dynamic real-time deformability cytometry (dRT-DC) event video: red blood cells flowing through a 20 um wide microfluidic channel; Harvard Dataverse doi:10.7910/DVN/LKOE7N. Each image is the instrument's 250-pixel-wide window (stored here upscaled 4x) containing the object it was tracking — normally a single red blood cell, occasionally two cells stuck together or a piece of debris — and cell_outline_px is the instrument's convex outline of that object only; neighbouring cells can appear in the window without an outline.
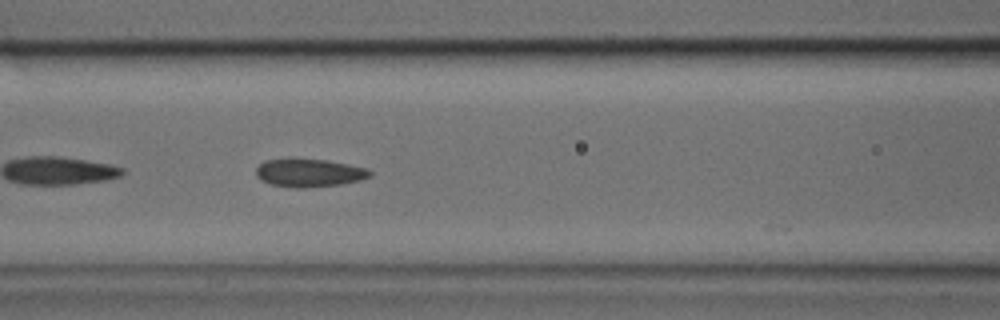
{"species": "common noctule bat (a hibernating species)", "species_latin": "Nyctalus noctula", "temperature_condition": "cold", "stored_images_in_passage": 32, "camera_frame_rate_fps": 3000, "um_per_image_px": 0.085, "animal": {"sex": "male", "body_mass_g": 17.9, "forearm_length_mm": 54.2}, "frame": {"image": 1, "passage_image": 10, "time_ms": 3.0, "image_size_px": [1000, 320], "cell_outline_px": [[372, 176], [360, 180], [340, 184], [296, 188], [272, 184], [260, 180], [256, 176], [256, 168], [264, 160], [288, 156], [292, 156], [328, 160], [368, 168], [372, 172]], "centroid_in_image_um": [26.24, 14.64], "position_along_channel_um": 140.4, "area_um2": 19.25}}
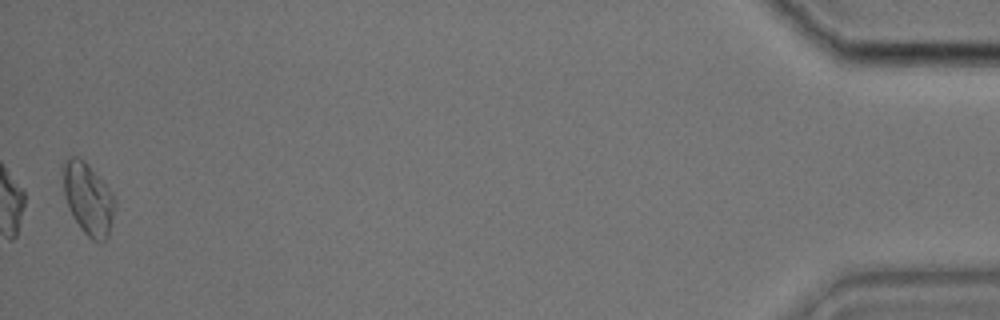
{"frame": {"image": 2, "passage_image": 32, "time_ms": 10.333, "image_size_px": [1000, 320], "cell_outline_px": [[116, 208], [108, 236], [100, 244], [92, 240], [80, 228], [72, 216], [68, 208], [64, 192], [60, 168], [60, 164], [68, 156], [76, 156], [84, 160], [88, 164], [112, 192], [116, 200]], "centroid_in_image_um": [7.47, 16.87], "position_along_channel_um": 427.7, "area_um2": 22.31}}